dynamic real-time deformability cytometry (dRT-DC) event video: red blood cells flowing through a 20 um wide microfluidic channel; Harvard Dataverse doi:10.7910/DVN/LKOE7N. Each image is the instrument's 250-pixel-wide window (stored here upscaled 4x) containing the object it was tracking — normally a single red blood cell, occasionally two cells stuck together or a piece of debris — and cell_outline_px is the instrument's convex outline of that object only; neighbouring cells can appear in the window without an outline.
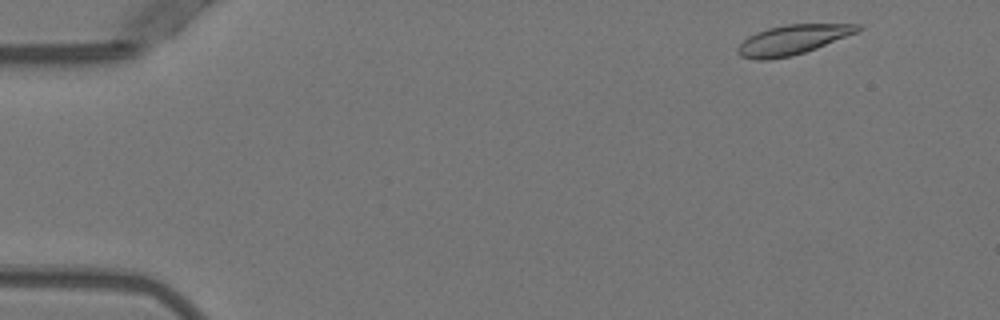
{"species": "Egyptian fruit bat (a non-hibernating species)", "species_latin": "Rousettus aegyptiacus", "temperature_condition": "warm", "stored_images_in_passage": 22, "camera_frame_rate_fps": 3000, "um_per_image_px": 0.085, "animal": {"sex": "female"}, "frame": {"image": 1, "passage_image": 2, "time_ms": 0.333, "image_size_px": [1000, 320], "cell_outline_px": [[860, 28], [856, 32], [816, 48], [792, 56], [768, 60], [756, 60], [740, 56], [736, 52], [736, 48], [748, 36], [756, 32], [768, 28], [788, 24], [860, 24]], "centroid_in_image_um": [67.29, 3.39], "position_along_channel_um": 17.7, "area_um2": 20.52}}
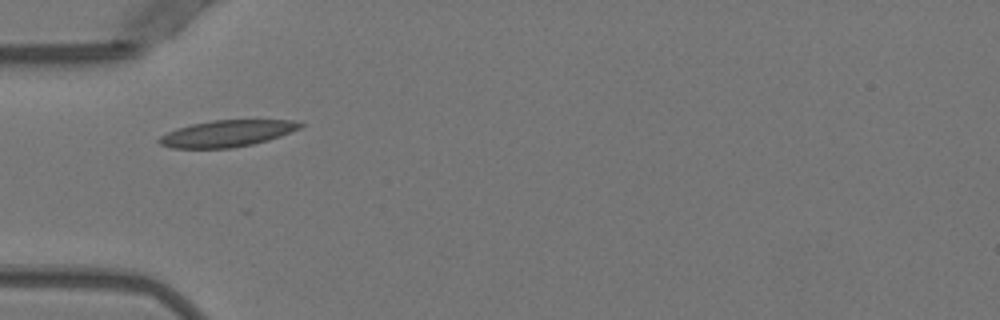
{"frame": {"image": 2, "passage_image": 14, "time_ms": 4.333, "image_size_px": [1000, 320], "cell_outline_px": [[304, 124], [300, 128], [280, 136], [268, 140], [252, 144], [232, 148], [172, 148], [160, 144], [156, 140], [160, 136], [176, 128], [192, 124], [212, 120], [292, 120]], "centroid_in_image_um": [19.27, 11.34], "position_along_channel_um": 65.7, "area_um2": 21.73}}
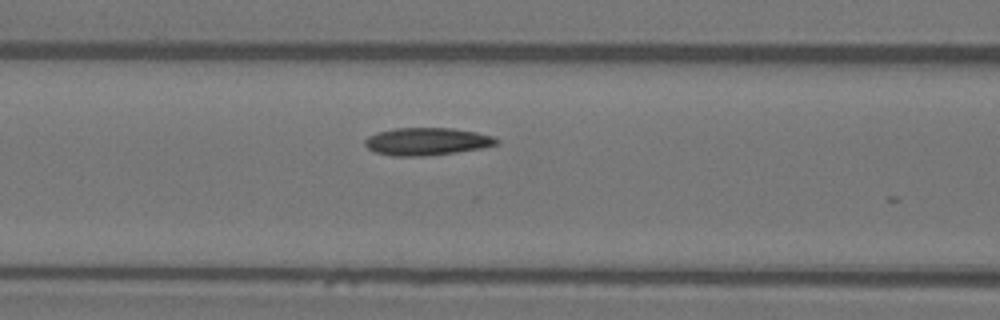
{"frame": {"image": 3, "passage_image": 19, "time_ms": 6.0, "image_size_px": [1000, 320], "cell_outline_px": [[500, 144], [480, 148], [456, 152], [424, 156], [392, 156], [376, 152], [368, 148], [364, 144], [364, 140], [368, 136], [376, 132], [396, 128], [452, 128], [476, 132], [492, 136], [500, 140]], "centroid_in_image_um": [36.28, 12.02], "position_along_channel_um": 130.3, "area_um2": 21.15}}